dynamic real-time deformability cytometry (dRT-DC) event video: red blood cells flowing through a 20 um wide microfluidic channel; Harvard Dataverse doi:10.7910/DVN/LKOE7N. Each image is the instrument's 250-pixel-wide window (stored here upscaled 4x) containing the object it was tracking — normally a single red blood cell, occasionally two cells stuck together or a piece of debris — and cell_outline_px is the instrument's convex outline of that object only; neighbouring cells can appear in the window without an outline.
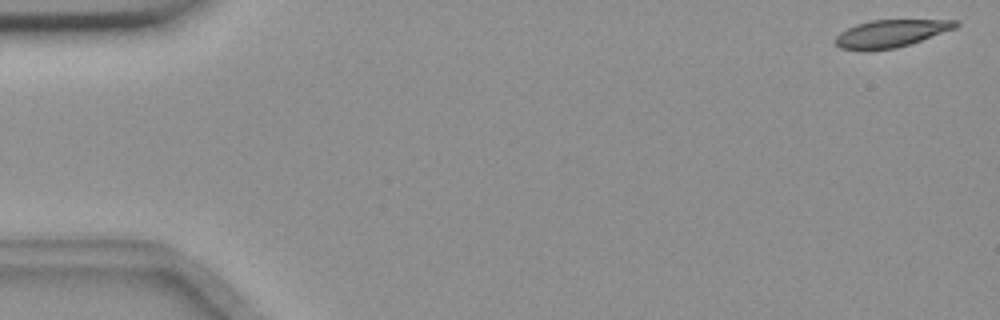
{"species": "common noctule bat (a hibernating species)", "species_latin": "Nyctalus noctula", "temperature_condition": "room temperature", "stored_images_in_passage": 55, "camera_frame_rate_fps": 3000, "um_per_image_px": 0.085, "animal": {"sex": "female", "body_mass_g": 18.4}, "frame": {"image": 1, "passage_image": 1, "time_ms": 0.0, "image_size_px": [1000, 320], "cell_outline_px": [[960, 24], [956, 28], [896, 48], [840, 48], [832, 40], [840, 32], [856, 24], [872, 20], [956, 20]], "centroid_in_image_um": [75.73, 2.81], "position_along_channel_um": 9.3, "area_um2": 18.55}}
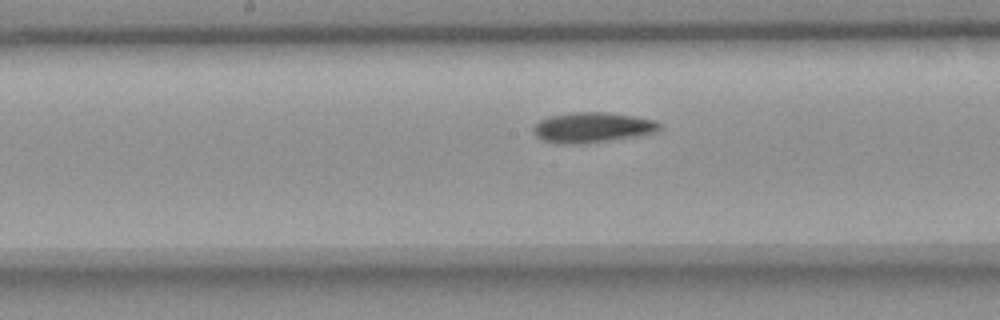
{"frame": {"image": 2, "passage_image": 28, "time_ms": 9.0, "image_size_px": [1000, 320], "cell_outline_px": [[660, 128], [656, 132], [636, 136], [608, 140], [572, 144], [568, 144], [544, 140], [536, 136], [532, 132], [532, 128], [540, 120], [548, 116], [572, 112], [608, 112], [656, 120], [660, 124]], "centroid_in_image_um": [50.33, 10.81], "position_along_channel_um": 197.9, "area_um2": 21.96}}
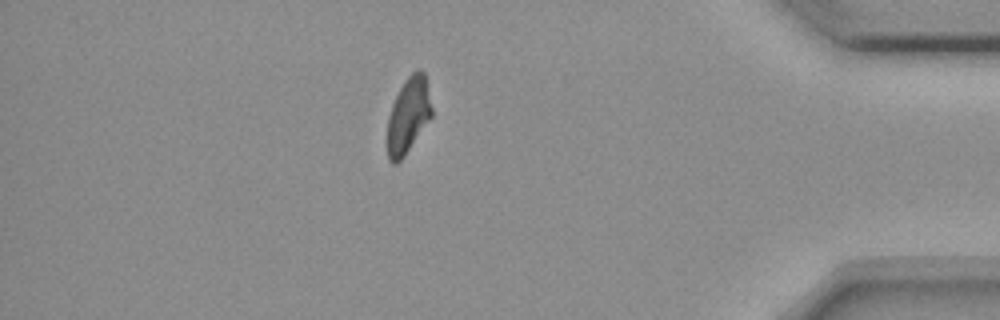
{"frame": {"image": 3, "passage_image": 48, "time_ms": 15.667, "image_size_px": [1000, 320], "cell_outline_px": [[432, 116], [404, 156], [396, 164], [392, 164], [388, 160], [388, 116], [392, 104], [400, 88], [408, 76], [416, 68], [420, 68], [424, 72], [432, 108]], "centroid_in_image_um": [34.7, 9.79], "position_along_channel_um": 400.5, "area_um2": 19.36}, "authors_computed_cell_mechanics": {"area_um2": 20.7502, "velocity_mm_per_s": 3.6243, "shape_relaxation_time_tau1_ms": null, "shape_relaxation_time_tau2_ms": 6.3035, "deformation_change_tau1": null, "deformation_change_tau2": 0.1253}}